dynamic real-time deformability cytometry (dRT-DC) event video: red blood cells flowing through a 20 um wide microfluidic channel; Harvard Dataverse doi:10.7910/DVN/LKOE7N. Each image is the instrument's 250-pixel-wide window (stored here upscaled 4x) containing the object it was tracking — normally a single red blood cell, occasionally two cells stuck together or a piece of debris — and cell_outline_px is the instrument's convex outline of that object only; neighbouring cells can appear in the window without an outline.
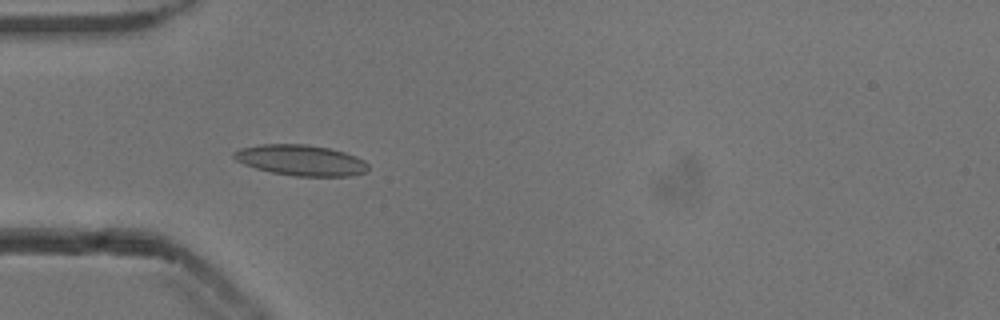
{"species": "common noctule bat (a hibernating species)", "species_latin": "Nyctalus noctula", "temperature_condition": "cold", "stored_images_in_passage": 39, "camera_frame_rate_fps": 3000, "um_per_image_px": 0.085, "animal": {"sex": "male", "body_mass_g": 13.3}, "frame": {"image": 1, "passage_image": 6, "time_ms": 1.667, "image_size_px": [1000, 320], "cell_outline_px": [[368, 172], [352, 176], [296, 176], [272, 172], [256, 168], [244, 164], [236, 160], [232, 156], [232, 152], [240, 148], [260, 144], [304, 144], [328, 148], [344, 152], [356, 156], [364, 160], [368, 164]], "centroid_in_image_um": [25.58, 13.62], "position_along_channel_um": 59.4, "area_um2": 24.1}}
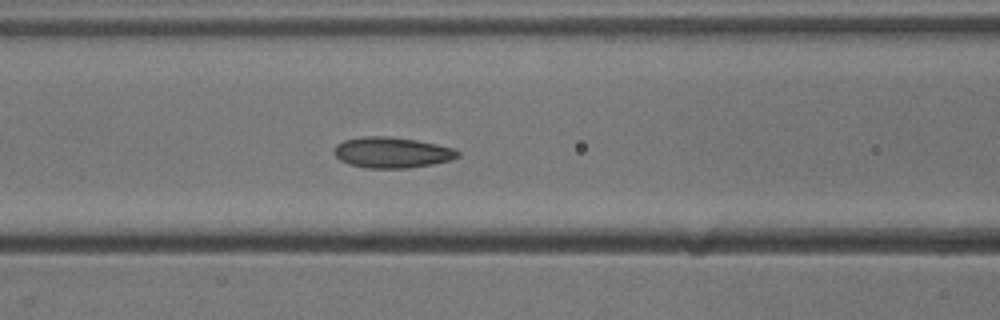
{"frame": {"image": 2, "passage_image": 12, "time_ms": 3.667, "image_size_px": [1000, 320], "cell_outline_px": [[460, 156], [452, 160], [432, 164], [408, 168], [368, 168], [348, 164], [340, 160], [332, 152], [336, 144], [344, 140], [364, 136], [384, 136], [416, 140], [456, 148], [460, 152]], "centroid_in_image_um": [33.32, 12.96], "position_along_channel_um": 133.3, "area_um2": 22.31}}
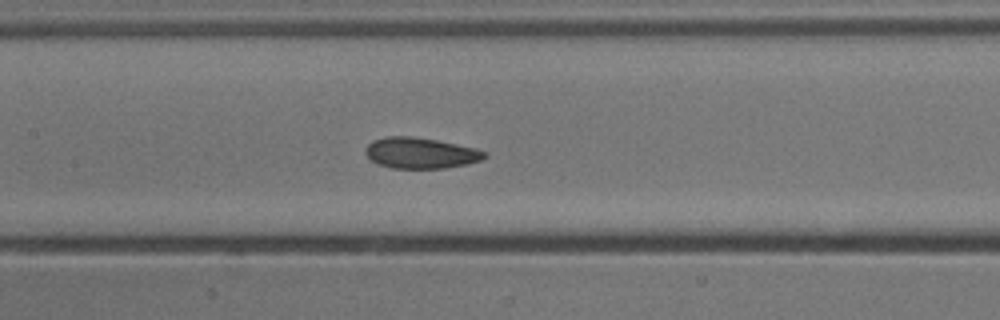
{"frame": {"image": 3, "passage_image": 15, "time_ms": 4.667, "image_size_px": [1000, 320], "cell_outline_px": [[488, 156], [480, 160], [464, 164], [444, 168], [392, 168], [376, 164], [364, 152], [368, 144], [372, 140], [388, 136], [412, 136], [436, 140], [472, 148], [484, 152]], "centroid_in_image_um": [35.67, 13.0], "position_along_channel_um": 171.7, "area_um2": 21.1}, "authors_computed_cell_mechanics": {"area_um2": 21.964, "velocity_mm_per_s": 3.852, "shape_relaxation_time_tau1_ms": null, "shape_relaxation_time_tau2_ms": 5.0663, "deformation_change_tau1": null, "deformation_change_tau2": 0.1436}}